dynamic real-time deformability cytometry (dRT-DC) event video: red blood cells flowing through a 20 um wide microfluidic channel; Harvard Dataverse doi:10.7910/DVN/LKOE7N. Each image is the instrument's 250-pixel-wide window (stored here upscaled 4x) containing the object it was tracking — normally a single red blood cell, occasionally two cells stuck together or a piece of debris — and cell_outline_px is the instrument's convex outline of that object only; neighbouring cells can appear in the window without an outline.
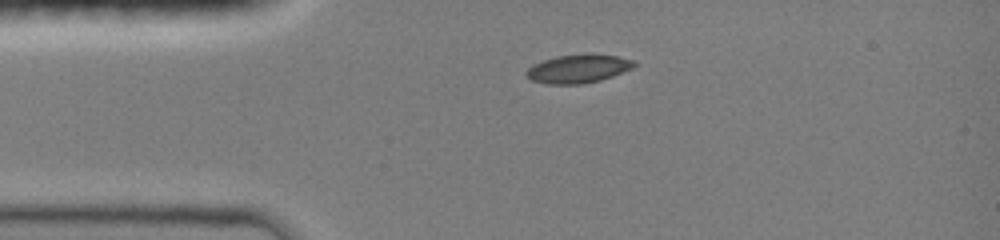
{"species": "common noctule bat (a hibernating species)", "species_latin": "Nyctalus noctula", "temperature_condition": "room temperature", "stored_images_in_passage": 47, "camera_frame_rate_fps": 3000, "um_per_image_px": 0.085, "animal": {"sex": "female", "body_mass_g": 19.0, "forearm_length_mm": 51.5}, "frame": {"image": 1, "passage_image": 1, "time_ms": 0.0, "image_size_px": [1000, 240], "cell_outline_px": [[636, 64], [632, 68], [612, 76], [600, 80], [580, 84], [548, 84], [532, 80], [524, 72], [532, 64], [556, 56], [588, 52], [616, 56], [636, 60]], "centroid_in_image_um": [49.16, 5.81], "position_along_channel_um": 35.8, "area_um2": 18.09}}
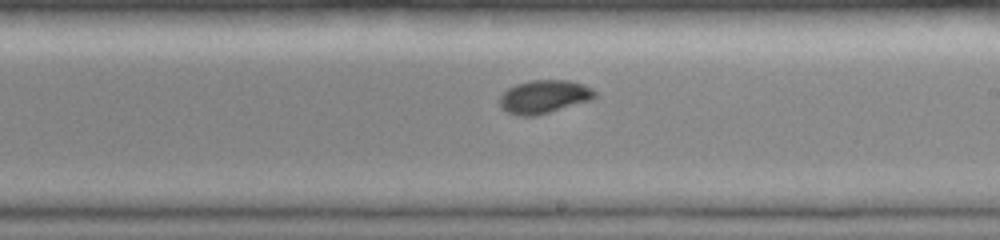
{"frame": {"image": 2, "passage_image": 25, "time_ms": 5.667, "image_size_px": [1000, 240], "cell_outline_px": [[596, 96], [592, 100], [536, 116], [520, 116], [508, 112], [500, 108], [500, 96], [508, 88], [516, 84], [528, 80], [568, 80], [584, 84], [592, 88], [596, 92]], "centroid_in_image_um": [46.26, 8.22], "position_along_channel_um": 242.7, "area_um2": 18.61}}
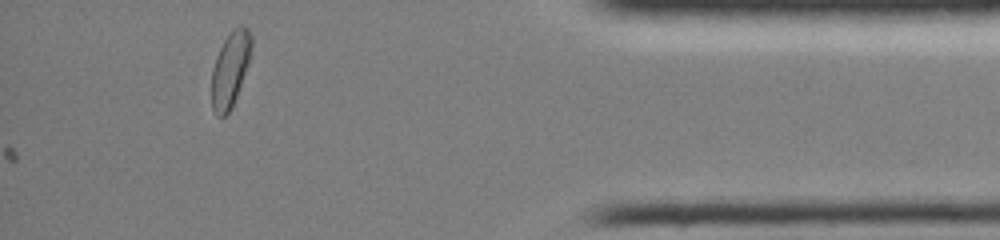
{"frame": {"image": 3, "passage_image": 47, "time_ms": 10.667, "image_size_px": [1000, 240], "cell_outline_px": [[252, 44], [248, 64], [232, 108], [224, 116], [216, 116], [212, 108], [212, 68], [216, 56], [224, 40], [232, 28], [240, 24], [248, 28], [252, 36]], "centroid_in_image_um": [19.57, 5.85], "position_along_channel_um": 415.6, "area_um2": 17.46}, "authors_computed_cell_mechanics": {"area_um2": 18.0914, "velocity_mm_per_s": 4.1004, "shape_relaxation_time_tau1_ms": 3.8072, "shape_relaxation_time_tau2_ms": 3.2979, "deformation_change_tau1": 0.1248, "deformation_change_tau2": 0.0508}}